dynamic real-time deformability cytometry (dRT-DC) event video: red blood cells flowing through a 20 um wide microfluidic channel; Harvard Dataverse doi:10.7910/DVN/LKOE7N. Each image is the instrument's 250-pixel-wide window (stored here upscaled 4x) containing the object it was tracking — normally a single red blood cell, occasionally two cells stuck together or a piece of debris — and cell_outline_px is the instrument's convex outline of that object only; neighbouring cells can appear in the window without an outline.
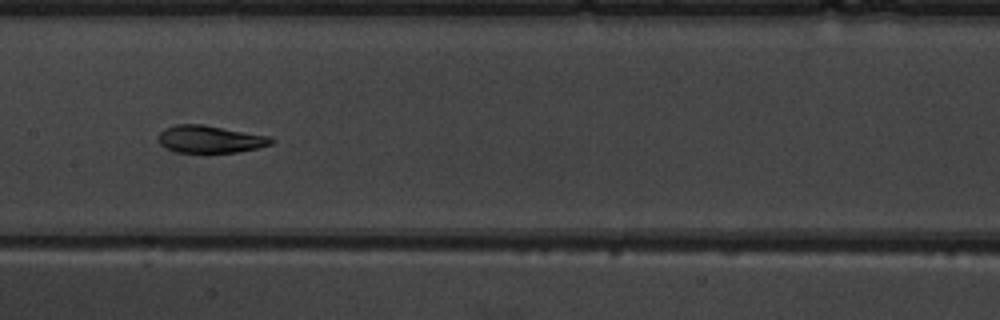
{"species": "common noctule bat (a hibernating species)", "species_latin": "Nyctalus noctula", "temperature_condition": "warm", "stored_images_in_passage": 9, "camera_frame_rate_fps": 3000, "um_per_image_px": 0.085, "animal": {"sex": "male", "body_mass_g": 19.5, "forearm_length_mm": 54.6}, "frame": {"image": 1, "passage_image": 7, "time_ms": 7.667, "image_size_px": [1000, 320], "cell_outline_px": [[276, 140], [272, 144], [256, 148], [236, 152], [176, 152], [164, 148], [160, 144], [160, 132], [164, 128], [176, 124], [204, 124], [268, 136]], "centroid_in_image_um": [17.85, 11.82], "position_along_channel_um": 189.6, "area_um2": 17.92}}
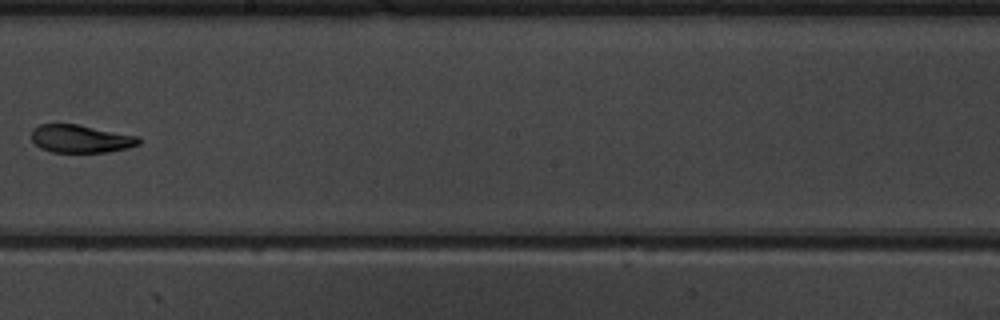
{"frame": {"image": 2, "passage_image": 8, "time_ms": 9.0, "image_size_px": [1000, 320], "cell_outline_px": [[140, 144], [128, 148], [108, 152], [52, 152], [40, 148], [32, 140], [32, 128], [40, 124], [76, 124], [140, 136]], "centroid_in_image_um": [6.88, 11.79], "position_along_channel_um": 241.3, "area_um2": 17.51}}
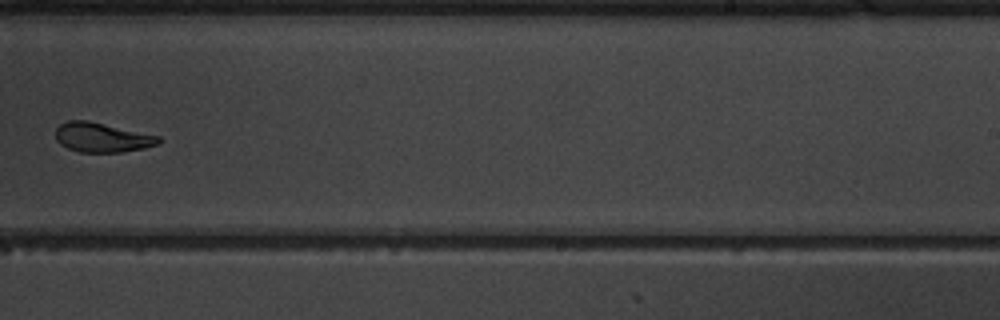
{"frame": {"image": 3, "passage_image": 9, "time_ms": 10.0, "image_size_px": [1000, 320], "cell_outline_px": [[160, 144], [144, 148], [120, 152], [80, 152], [68, 148], [60, 144], [56, 140], [56, 128], [60, 124], [68, 120], [88, 120], [160, 136]], "centroid_in_image_um": [8.67, 11.68], "position_along_channel_um": 280.3, "area_um2": 17.74}}